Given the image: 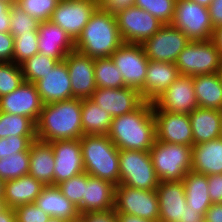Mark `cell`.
Listing matches in <instances>:
<instances>
[{"mask_svg":"<svg viewBox=\"0 0 222 222\" xmlns=\"http://www.w3.org/2000/svg\"><path fill=\"white\" fill-rule=\"evenodd\" d=\"M156 192L159 201L160 222H180L186 208L185 188L182 181H160Z\"/></svg>","mask_w":222,"mask_h":222,"instance_id":"22","label":"cell"},{"mask_svg":"<svg viewBox=\"0 0 222 222\" xmlns=\"http://www.w3.org/2000/svg\"><path fill=\"white\" fill-rule=\"evenodd\" d=\"M67 222H84V220L82 219L81 216H79L78 218L74 219V220H69Z\"/></svg>","mask_w":222,"mask_h":222,"instance_id":"61","label":"cell"},{"mask_svg":"<svg viewBox=\"0 0 222 222\" xmlns=\"http://www.w3.org/2000/svg\"><path fill=\"white\" fill-rule=\"evenodd\" d=\"M208 194L212 203H222V174L207 176Z\"/></svg>","mask_w":222,"mask_h":222,"instance_id":"46","label":"cell"},{"mask_svg":"<svg viewBox=\"0 0 222 222\" xmlns=\"http://www.w3.org/2000/svg\"><path fill=\"white\" fill-rule=\"evenodd\" d=\"M44 186L29 174L5 181L3 198L5 206L14 209L20 205L34 203Z\"/></svg>","mask_w":222,"mask_h":222,"instance_id":"29","label":"cell"},{"mask_svg":"<svg viewBox=\"0 0 222 222\" xmlns=\"http://www.w3.org/2000/svg\"><path fill=\"white\" fill-rule=\"evenodd\" d=\"M219 73H220V76H221V78H222V67H221Z\"/></svg>","mask_w":222,"mask_h":222,"instance_id":"63","label":"cell"},{"mask_svg":"<svg viewBox=\"0 0 222 222\" xmlns=\"http://www.w3.org/2000/svg\"><path fill=\"white\" fill-rule=\"evenodd\" d=\"M14 37L10 32H0V62H13Z\"/></svg>","mask_w":222,"mask_h":222,"instance_id":"45","label":"cell"},{"mask_svg":"<svg viewBox=\"0 0 222 222\" xmlns=\"http://www.w3.org/2000/svg\"><path fill=\"white\" fill-rule=\"evenodd\" d=\"M118 222H160L159 220H150L122 212H116Z\"/></svg>","mask_w":222,"mask_h":222,"instance_id":"53","label":"cell"},{"mask_svg":"<svg viewBox=\"0 0 222 222\" xmlns=\"http://www.w3.org/2000/svg\"><path fill=\"white\" fill-rule=\"evenodd\" d=\"M115 185L85 172V191L77 207L80 214L114 209Z\"/></svg>","mask_w":222,"mask_h":222,"instance_id":"23","label":"cell"},{"mask_svg":"<svg viewBox=\"0 0 222 222\" xmlns=\"http://www.w3.org/2000/svg\"><path fill=\"white\" fill-rule=\"evenodd\" d=\"M36 136V124L26 116L0 112V138Z\"/></svg>","mask_w":222,"mask_h":222,"instance_id":"34","label":"cell"},{"mask_svg":"<svg viewBox=\"0 0 222 222\" xmlns=\"http://www.w3.org/2000/svg\"><path fill=\"white\" fill-rule=\"evenodd\" d=\"M34 203L51 218L69 221L80 216L77 206L62 194L57 185L44 186Z\"/></svg>","mask_w":222,"mask_h":222,"instance_id":"25","label":"cell"},{"mask_svg":"<svg viewBox=\"0 0 222 222\" xmlns=\"http://www.w3.org/2000/svg\"><path fill=\"white\" fill-rule=\"evenodd\" d=\"M193 145L215 140L220 137L222 111L197 107L190 114Z\"/></svg>","mask_w":222,"mask_h":222,"instance_id":"26","label":"cell"},{"mask_svg":"<svg viewBox=\"0 0 222 222\" xmlns=\"http://www.w3.org/2000/svg\"><path fill=\"white\" fill-rule=\"evenodd\" d=\"M199 107L193 86V77L180 75L153 102V110L190 114Z\"/></svg>","mask_w":222,"mask_h":222,"instance_id":"13","label":"cell"},{"mask_svg":"<svg viewBox=\"0 0 222 222\" xmlns=\"http://www.w3.org/2000/svg\"><path fill=\"white\" fill-rule=\"evenodd\" d=\"M81 1L92 3L93 5L99 8L101 0H81Z\"/></svg>","mask_w":222,"mask_h":222,"instance_id":"58","label":"cell"},{"mask_svg":"<svg viewBox=\"0 0 222 222\" xmlns=\"http://www.w3.org/2000/svg\"><path fill=\"white\" fill-rule=\"evenodd\" d=\"M57 186L60 188L62 194L78 207L82 202V196H84L85 172L71 177Z\"/></svg>","mask_w":222,"mask_h":222,"instance_id":"42","label":"cell"},{"mask_svg":"<svg viewBox=\"0 0 222 222\" xmlns=\"http://www.w3.org/2000/svg\"><path fill=\"white\" fill-rule=\"evenodd\" d=\"M84 170L91 176L120 184L119 149L107 135H83L80 139Z\"/></svg>","mask_w":222,"mask_h":222,"instance_id":"4","label":"cell"},{"mask_svg":"<svg viewBox=\"0 0 222 222\" xmlns=\"http://www.w3.org/2000/svg\"><path fill=\"white\" fill-rule=\"evenodd\" d=\"M171 24L181 30L190 41L213 39L214 27L208 7L192 0H177Z\"/></svg>","mask_w":222,"mask_h":222,"instance_id":"8","label":"cell"},{"mask_svg":"<svg viewBox=\"0 0 222 222\" xmlns=\"http://www.w3.org/2000/svg\"><path fill=\"white\" fill-rule=\"evenodd\" d=\"M48 222H67V221L62 220V219H57V218H50Z\"/></svg>","mask_w":222,"mask_h":222,"instance_id":"60","label":"cell"},{"mask_svg":"<svg viewBox=\"0 0 222 222\" xmlns=\"http://www.w3.org/2000/svg\"><path fill=\"white\" fill-rule=\"evenodd\" d=\"M75 50V41L59 25L42 21L38 25V51L40 54L63 61Z\"/></svg>","mask_w":222,"mask_h":222,"instance_id":"21","label":"cell"},{"mask_svg":"<svg viewBox=\"0 0 222 222\" xmlns=\"http://www.w3.org/2000/svg\"><path fill=\"white\" fill-rule=\"evenodd\" d=\"M84 222H118L114 209L80 214Z\"/></svg>","mask_w":222,"mask_h":222,"instance_id":"48","label":"cell"},{"mask_svg":"<svg viewBox=\"0 0 222 222\" xmlns=\"http://www.w3.org/2000/svg\"><path fill=\"white\" fill-rule=\"evenodd\" d=\"M204 216L205 222H222V203H212Z\"/></svg>","mask_w":222,"mask_h":222,"instance_id":"51","label":"cell"},{"mask_svg":"<svg viewBox=\"0 0 222 222\" xmlns=\"http://www.w3.org/2000/svg\"><path fill=\"white\" fill-rule=\"evenodd\" d=\"M213 40L222 55V26L214 30Z\"/></svg>","mask_w":222,"mask_h":222,"instance_id":"55","label":"cell"},{"mask_svg":"<svg viewBox=\"0 0 222 222\" xmlns=\"http://www.w3.org/2000/svg\"><path fill=\"white\" fill-rule=\"evenodd\" d=\"M115 17L125 43L142 44L164 25L149 12L136 6L124 9Z\"/></svg>","mask_w":222,"mask_h":222,"instance_id":"10","label":"cell"},{"mask_svg":"<svg viewBox=\"0 0 222 222\" xmlns=\"http://www.w3.org/2000/svg\"><path fill=\"white\" fill-rule=\"evenodd\" d=\"M192 1L198 3L199 5H203L205 7H208L212 3V0H192Z\"/></svg>","mask_w":222,"mask_h":222,"instance_id":"56","label":"cell"},{"mask_svg":"<svg viewBox=\"0 0 222 222\" xmlns=\"http://www.w3.org/2000/svg\"><path fill=\"white\" fill-rule=\"evenodd\" d=\"M29 152H17L0 160V178L4 181L14 180L29 174Z\"/></svg>","mask_w":222,"mask_h":222,"instance_id":"36","label":"cell"},{"mask_svg":"<svg viewBox=\"0 0 222 222\" xmlns=\"http://www.w3.org/2000/svg\"><path fill=\"white\" fill-rule=\"evenodd\" d=\"M180 222H205L204 214H200L198 210H194L186 204L184 208L183 219Z\"/></svg>","mask_w":222,"mask_h":222,"instance_id":"52","label":"cell"},{"mask_svg":"<svg viewBox=\"0 0 222 222\" xmlns=\"http://www.w3.org/2000/svg\"><path fill=\"white\" fill-rule=\"evenodd\" d=\"M177 0H135L134 6L144 9L160 22L171 24Z\"/></svg>","mask_w":222,"mask_h":222,"instance_id":"37","label":"cell"},{"mask_svg":"<svg viewBox=\"0 0 222 222\" xmlns=\"http://www.w3.org/2000/svg\"><path fill=\"white\" fill-rule=\"evenodd\" d=\"M29 175L43 185H54V151L50 143L35 140L29 148Z\"/></svg>","mask_w":222,"mask_h":222,"instance_id":"27","label":"cell"},{"mask_svg":"<svg viewBox=\"0 0 222 222\" xmlns=\"http://www.w3.org/2000/svg\"><path fill=\"white\" fill-rule=\"evenodd\" d=\"M89 99L112 118L132 112L144 102L140 91L132 87L96 88Z\"/></svg>","mask_w":222,"mask_h":222,"instance_id":"17","label":"cell"},{"mask_svg":"<svg viewBox=\"0 0 222 222\" xmlns=\"http://www.w3.org/2000/svg\"><path fill=\"white\" fill-rule=\"evenodd\" d=\"M6 208L5 202L3 199H0V212L3 211Z\"/></svg>","mask_w":222,"mask_h":222,"instance_id":"59","label":"cell"},{"mask_svg":"<svg viewBox=\"0 0 222 222\" xmlns=\"http://www.w3.org/2000/svg\"><path fill=\"white\" fill-rule=\"evenodd\" d=\"M120 184L143 190H156L160 180L150 153L141 150H119Z\"/></svg>","mask_w":222,"mask_h":222,"instance_id":"7","label":"cell"},{"mask_svg":"<svg viewBox=\"0 0 222 222\" xmlns=\"http://www.w3.org/2000/svg\"><path fill=\"white\" fill-rule=\"evenodd\" d=\"M180 75L196 76L219 73L222 55L213 39L190 41L175 61Z\"/></svg>","mask_w":222,"mask_h":222,"instance_id":"6","label":"cell"},{"mask_svg":"<svg viewBox=\"0 0 222 222\" xmlns=\"http://www.w3.org/2000/svg\"><path fill=\"white\" fill-rule=\"evenodd\" d=\"M185 188L186 204L200 214L206 213L212 205L208 194L207 175L189 171L182 180Z\"/></svg>","mask_w":222,"mask_h":222,"instance_id":"31","label":"cell"},{"mask_svg":"<svg viewBox=\"0 0 222 222\" xmlns=\"http://www.w3.org/2000/svg\"><path fill=\"white\" fill-rule=\"evenodd\" d=\"M43 106L35 84L28 81H23L13 92L0 97V112L26 116L35 124Z\"/></svg>","mask_w":222,"mask_h":222,"instance_id":"16","label":"cell"},{"mask_svg":"<svg viewBox=\"0 0 222 222\" xmlns=\"http://www.w3.org/2000/svg\"><path fill=\"white\" fill-rule=\"evenodd\" d=\"M81 107L79 98L45 104L36 122L37 140L50 143L80 139L83 136Z\"/></svg>","mask_w":222,"mask_h":222,"instance_id":"2","label":"cell"},{"mask_svg":"<svg viewBox=\"0 0 222 222\" xmlns=\"http://www.w3.org/2000/svg\"><path fill=\"white\" fill-rule=\"evenodd\" d=\"M39 21L24 12L16 4L11 5L10 12V33L13 37L20 34H29L38 30Z\"/></svg>","mask_w":222,"mask_h":222,"instance_id":"40","label":"cell"},{"mask_svg":"<svg viewBox=\"0 0 222 222\" xmlns=\"http://www.w3.org/2000/svg\"><path fill=\"white\" fill-rule=\"evenodd\" d=\"M50 144L55 159L54 185L85 172L79 139L57 140Z\"/></svg>","mask_w":222,"mask_h":222,"instance_id":"18","label":"cell"},{"mask_svg":"<svg viewBox=\"0 0 222 222\" xmlns=\"http://www.w3.org/2000/svg\"><path fill=\"white\" fill-rule=\"evenodd\" d=\"M199 107L222 111V78L220 73L193 76Z\"/></svg>","mask_w":222,"mask_h":222,"instance_id":"30","label":"cell"},{"mask_svg":"<svg viewBox=\"0 0 222 222\" xmlns=\"http://www.w3.org/2000/svg\"><path fill=\"white\" fill-rule=\"evenodd\" d=\"M64 61L71 80L72 98L89 99L97 88L94 59L74 50Z\"/></svg>","mask_w":222,"mask_h":222,"instance_id":"19","label":"cell"},{"mask_svg":"<svg viewBox=\"0 0 222 222\" xmlns=\"http://www.w3.org/2000/svg\"><path fill=\"white\" fill-rule=\"evenodd\" d=\"M59 61L37 53L20 64L24 81L35 83L42 79Z\"/></svg>","mask_w":222,"mask_h":222,"instance_id":"35","label":"cell"},{"mask_svg":"<svg viewBox=\"0 0 222 222\" xmlns=\"http://www.w3.org/2000/svg\"><path fill=\"white\" fill-rule=\"evenodd\" d=\"M5 181L0 178V199L4 198Z\"/></svg>","mask_w":222,"mask_h":222,"instance_id":"57","label":"cell"},{"mask_svg":"<svg viewBox=\"0 0 222 222\" xmlns=\"http://www.w3.org/2000/svg\"><path fill=\"white\" fill-rule=\"evenodd\" d=\"M0 222H16V215L13 208L6 207L0 212Z\"/></svg>","mask_w":222,"mask_h":222,"instance_id":"54","label":"cell"},{"mask_svg":"<svg viewBox=\"0 0 222 222\" xmlns=\"http://www.w3.org/2000/svg\"><path fill=\"white\" fill-rule=\"evenodd\" d=\"M11 4L0 0V32L10 31Z\"/></svg>","mask_w":222,"mask_h":222,"instance_id":"50","label":"cell"},{"mask_svg":"<svg viewBox=\"0 0 222 222\" xmlns=\"http://www.w3.org/2000/svg\"><path fill=\"white\" fill-rule=\"evenodd\" d=\"M208 11L214 29L222 26V0H212L208 6Z\"/></svg>","mask_w":222,"mask_h":222,"instance_id":"49","label":"cell"},{"mask_svg":"<svg viewBox=\"0 0 222 222\" xmlns=\"http://www.w3.org/2000/svg\"><path fill=\"white\" fill-rule=\"evenodd\" d=\"M24 81L20 65L0 62V97L17 89Z\"/></svg>","mask_w":222,"mask_h":222,"instance_id":"39","label":"cell"},{"mask_svg":"<svg viewBox=\"0 0 222 222\" xmlns=\"http://www.w3.org/2000/svg\"><path fill=\"white\" fill-rule=\"evenodd\" d=\"M107 136L119 150L149 152L156 141L152 103L144 101L136 110L113 117Z\"/></svg>","mask_w":222,"mask_h":222,"instance_id":"1","label":"cell"},{"mask_svg":"<svg viewBox=\"0 0 222 222\" xmlns=\"http://www.w3.org/2000/svg\"><path fill=\"white\" fill-rule=\"evenodd\" d=\"M123 43L116 17L97 8L75 40V51L93 59L111 57Z\"/></svg>","mask_w":222,"mask_h":222,"instance_id":"3","label":"cell"},{"mask_svg":"<svg viewBox=\"0 0 222 222\" xmlns=\"http://www.w3.org/2000/svg\"><path fill=\"white\" fill-rule=\"evenodd\" d=\"M156 140L193 146V132L189 114L153 110Z\"/></svg>","mask_w":222,"mask_h":222,"instance_id":"15","label":"cell"},{"mask_svg":"<svg viewBox=\"0 0 222 222\" xmlns=\"http://www.w3.org/2000/svg\"><path fill=\"white\" fill-rule=\"evenodd\" d=\"M38 51V30L14 37L13 62L20 65Z\"/></svg>","mask_w":222,"mask_h":222,"instance_id":"38","label":"cell"},{"mask_svg":"<svg viewBox=\"0 0 222 222\" xmlns=\"http://www.w3.org/2000/svg\"><path fill=\"white\" fill-rule=\"evenodd\" d=\"M81 119L83 135H107L112 116L90 99H82Z\"/></svg>","mask_w":222,"mask_h":222,"instance_id":"32","label":"cell"},{"mask_svg":"<svg viewBox=\"0 0 222 222\" xmlns=\"http://www.w3.org/2000/svg\"><path fill=\"white\" fill-rule=\"evenodd\" d=\"M160 181H182L192 171V147L156 140L149 150Z\"/></svg>","mask_w":222,"mask_h":222,"instance_id":"5","label":"cell"},{"mask_svg":"<svg viewBox=\"0 0 222 222\" xmlns=\"http://www.w3.org/2000/svg\"><path fill=\"white\" fill-rule=\"evenodd\" d=\"M59 0H18L17 6L39 22L50 21Z\"/></svg>","mask_w":222,"mask_h":222,"instance_id":"41","label":"cell"},{"mask_svg":"<svg viewBox=\"0 0 222 222\" xmlns=\"http://www.w3.org/2000/svg\"><path fill=\"white\" fill-rule=\"evenodd\" d=\"M179 76L175 63L149 60L144 87L140 90L142 98L152 103Z\"/></svg>","mask_w":222,"mask_h":222,"instance_id":"24","label":"cell"},{"mask_svg":"<svg viewBox=\"0 0 222 222\" xmlns=\"http://www.w3.org/2000/svg\"><path fill=\"white\" fill-rule=\"evenodd\" d=\"M98 7L81 0H59L50 21L75 41Z\"/></svg>","mask_w":222,"mask_h":222,"instance_id":"14","label":"cell"},{"mask_svg":"<svg viewBox=\"0 0 222 222\" xmlns=\"http://www.w3.org/2000/svg\"><path fill=\"white\" fill-rule=\"evenodd\" d=\"M114 210L145 219L159 220L157 192L118 184L115 186Z\"/></svg>","mask_w":222,"mask_h":222,"instance_id":"9","label":"cell"},{"mask_svg":"<svg viewBox=\"0 0 222 222\" xmlns=\"http://www.w3.org/2000/svg\"><path fill=\"white\" fill-rule=\"evenodd\" d=\"M14 211L16 222H48L51 218L35 203L17 206Z\"/></svg>","mask_w":222,"mask_h":222,"instance_id":"44","label":"cell"},{"mask_svg":"<svg viewBox=\"0 0 222 222\" xmlns=\"http://www.w3.org/2000/svg\"><path fill=\"white\" fill-rule=\"evenodd\" d=\"M192 171L204 174H222V138L192 146Z\"/></svg>","mask_w":222,"mask_h":222,"instance_id":"28","label":"cell"},{"mask_svg":"<svg viewBox=\"0 0 222 222\" xmlns=\"http://www.w3.org/2000/svg\"><path fill=\"white\" fill-rule=\"evenodd\" d=\"M189 42L181 30L172 24H165L141 45L149 60L175 63Z\"/></svg>","mask_w":222,"mask_h":222,"instance_id":"12","label":"cell"},{"mask_svg":"<svg viewBox=\"0 0 222 222\" xmlns=\"http://www.w3.org/2000/svg\"><path fill=\"white\" fill-rule=\"evenodd\" d=\"M121 72L125 86L141 90L147 73L149 59L141 44L123 43L111 55Z\"/></svg>","mask_w":222,"mask_h":222,"instance_id":"11","label":"cell"},{"mask_svg":"<svg viewBox=\"0 0 222 222\" xmlns=\"http://www.w3.org/2000/svg\"><path fill=\"white\" fill-rule=\"evenodd\" d=\"M94 75L97 88L126 87L122 74L111 57L94 59Z\"/></svg>","mask_w":222,"mask_h":222,"instance_id":"33","label":"cell"},{"mask_svg":"<svg viewBox=\"0 0 222 222\" xmlns=\"http://www.w3.org/2000/svg\"><path fill=\"white\" fill-rule=\"evenodd\" d=\"M34 84L44 105L72 99L71 80L64 60Z\"/></svg>","mask_w":222,"mask_h":222,"instance_id":"20","label":"cell"},{"mask_svg":"<svg viewBox=\"0 0 222 222\" xmlns=\"http://www.w3.org/2000/svg\"><path fill=\"white\" fill-rule=\"evenodd\" d=\"M3 1L8 2L11 5H14V4H17L18 0H3Z\"/></svg>","mask_w":222,"mask_h":222,"instance_id":"62","label":"cell"},{"mask_svg":"<svg viewBox=\"0 0 222 222\" xmlns=\"http://www.w3.org/2000/svg\"><path fill=\"white\" fill-rule=\"evenodd\" d=\"M36 139V136H10L0 138V160L11 154H17V152H29L31 143Z\"/></svg>","mask_w":222,"mask_h":222,"instance_id":"43","label":"cell"},{"mask_svg":"<svg viewBox=\"0 0 222 222\" xmlns=\"http://www.w3.org/2000/svg\"><path fill=\"white\" fill-rule=\"evenodd\" d=\"M134 4L135 0H101L99 8L115 16Z\"/></svg>","mask_w":222,"mask_h":222,"instance_id":"47","label":"cell"}]
</instances>
